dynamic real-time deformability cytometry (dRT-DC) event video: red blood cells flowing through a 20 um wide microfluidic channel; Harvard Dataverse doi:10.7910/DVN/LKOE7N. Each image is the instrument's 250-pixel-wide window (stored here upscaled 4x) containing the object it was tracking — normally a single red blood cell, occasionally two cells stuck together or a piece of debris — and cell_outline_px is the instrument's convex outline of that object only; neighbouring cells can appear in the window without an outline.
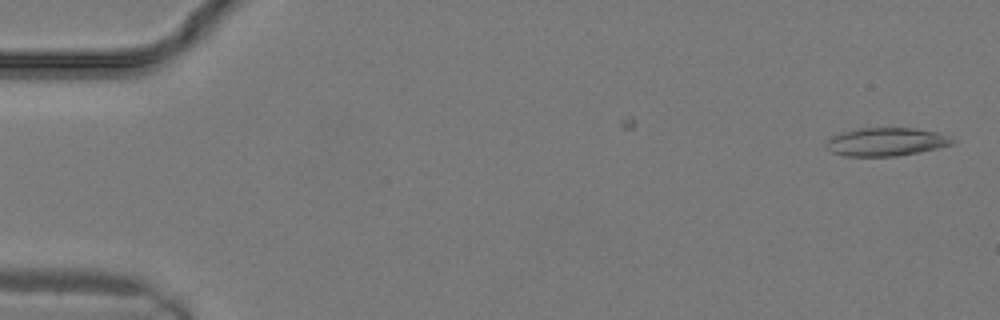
{"species": "common noctule bat (a hibernating species)", "species_latin": "Nyctalus noctula", "temperature_condition": "warm", "stored_images_in_passage": 4, "camera_frame_rate_fps": 3000, "um_per_image_px": 0.085, "animal": {"sex": "male", "body_mass_g": 19.2, "forearm_length_mm": 51.8}, "frame": {"image": 1, "passage_image": 1, "time_ms": 0.0, "image_size_px": [1000, 320], "cell_outline_px": [[956, 140], [952, 144], [940, 148], [920, 152], [896, 156], [844, 156], [832, 152], [824, 148], [824, 140], [832, 136], [844, 132], [860, 128], [912, 128], [936, 132], [948, 136]], "centroid_in_image_um": [75.28, 12.06], "position_along_channel_um": 9.7, "area_um2": 20.92}}